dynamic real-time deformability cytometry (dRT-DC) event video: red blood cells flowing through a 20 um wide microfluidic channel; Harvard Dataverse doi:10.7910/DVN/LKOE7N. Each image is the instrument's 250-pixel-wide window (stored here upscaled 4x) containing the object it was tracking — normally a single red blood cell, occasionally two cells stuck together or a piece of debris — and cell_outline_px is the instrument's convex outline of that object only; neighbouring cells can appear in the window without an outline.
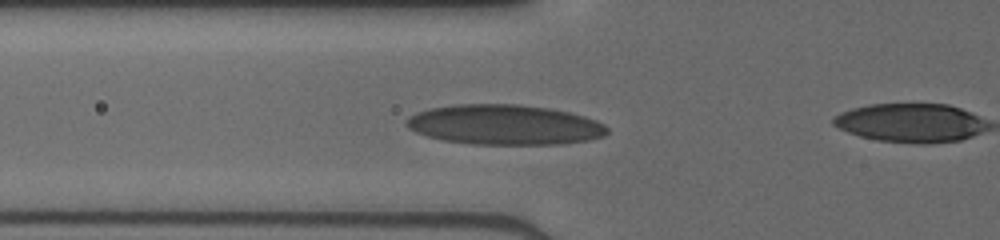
{"species": "human", "species_latin": "Homo sapiens", "temperature_condition": "cold", "stored_images_in_passage": 16, "camera_frame_rate_fps": 3000, "um_per_image_px": 0.085, "donor": {"sex": "male"}, "frame": {"image": 1, "passage_image": 14, "time_ms": 4.333, "image_size_px": [1000, 240], "cell_outline_px": [[608, 132], [604, 136], [592, 140], [560, 144], [472, 144], [444, 140], [428, 136], [416, 132], [408, 128], [404, 124], [408, 116], [416, 112], [432, 108], [460, 104], [520, 104], [548, 108], [568, 112], [584, 116], [596, 120], [604, 124], [608, 128]], "centroid_in_image_um": [42.9, 10.6], "position_along_channel_um": 82.9, "area_um2": 46.93}}